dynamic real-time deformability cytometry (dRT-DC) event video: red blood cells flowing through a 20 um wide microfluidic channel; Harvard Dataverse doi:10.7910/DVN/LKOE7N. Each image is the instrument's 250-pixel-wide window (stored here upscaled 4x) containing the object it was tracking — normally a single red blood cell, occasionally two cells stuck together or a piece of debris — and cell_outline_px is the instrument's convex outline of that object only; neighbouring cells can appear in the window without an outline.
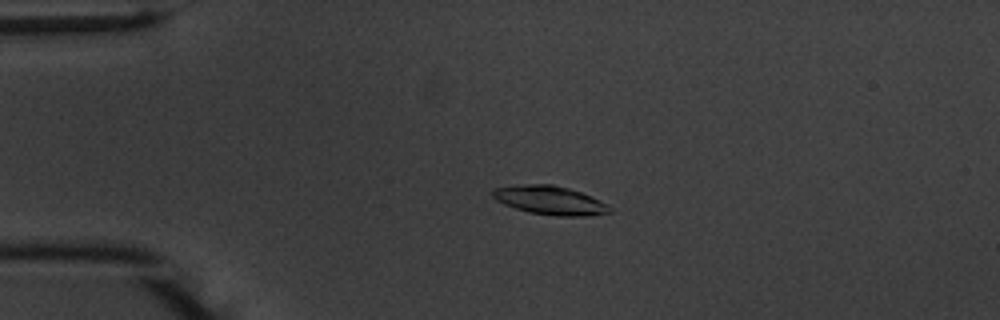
{"species": "common noctule bat (a hibernating species)", "species_latin": "Nyctalus noctula", "temperature_condition": "warm", "stored_images_in_passage": 55, "camera_frame_rate_fps": 3000, "um_per_image_px": 0.085, "animal": {"sex": "male", "body_mass_g": 20.1, "forearm_length_mm": 53.5}, "frame": {"image": 1, "passage_image": 13, "time_ms": 4.0, "image_size_px": [1000, 320], "cell_outline_px": [[612, 212], [588, 216], [556, 216], [528, 212], [504, 204], [496, 200], [492, 196], [492, 188], [524, 184], [552, 184], [568, 188], [580, 192], [608, 204], [612, 208]], "centroid_in_image_um": [46.75, 17.03], "position_along_channel_um": 38.3, "area_um2": 19.59}}
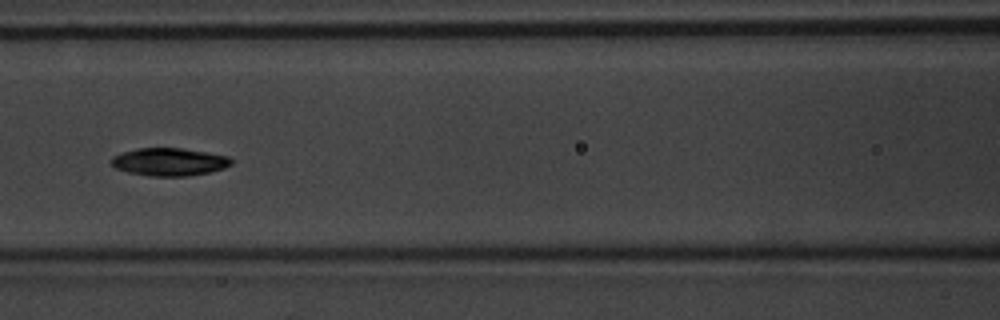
{"frame": {"image": 2, "passage_image": 25, "time_ms": 8.0, "image_size_px": [1000, 320], "cell_outline_px": [[232, 164], [224, 168], [208, 172], [188, 176], [148, 176], [128, 172], [116, 168], [108, 160], [112, 156], [124, 152], [140, 148], [184, 148], [228, 156], [232, 160]], "centroid_in_image_um": [14.37, 13.76], "position_along_channel_um": 152.2, "area_um2": 19.42}}
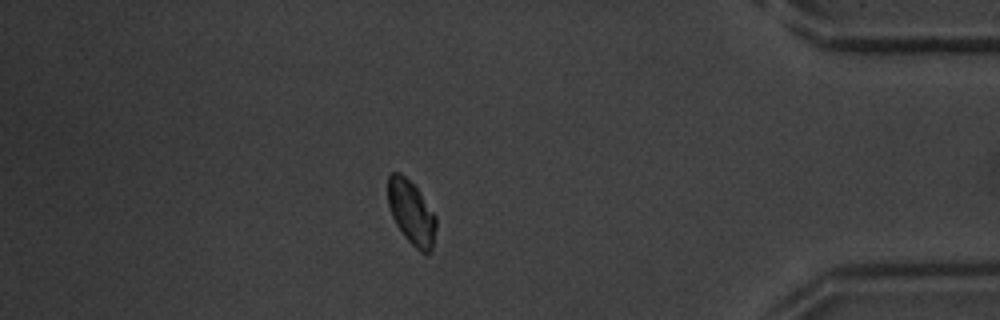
{"frame": {"image": 3, "passage_image": 48, "time_ms": 15.667, "image_size_px": [1000, 320], "cell_outline_px": [[436, 228], [432, 248], [428, 256], [420, 252], [404, 236], [396, 224], [392, 216], [388, 204], [388, 176], [392, 172], [400, 172], [416, 188], [436, 216]], "centroid_in_image_um": [34.97, 18.1], "position_along_channel_um": 400.2, "area_um2": 17.8}, "authors_computed_cell_mechanics": {"area_um2": 18.9006, "velocity_mm_per_s": 3.7055, "shape_relaxation_time_tau1_ms": 1.892, "shape_relaxation_time_tau2_ms": null, "deformation_change_tau1": 0.1168, "deformation_change_tau2": null}}